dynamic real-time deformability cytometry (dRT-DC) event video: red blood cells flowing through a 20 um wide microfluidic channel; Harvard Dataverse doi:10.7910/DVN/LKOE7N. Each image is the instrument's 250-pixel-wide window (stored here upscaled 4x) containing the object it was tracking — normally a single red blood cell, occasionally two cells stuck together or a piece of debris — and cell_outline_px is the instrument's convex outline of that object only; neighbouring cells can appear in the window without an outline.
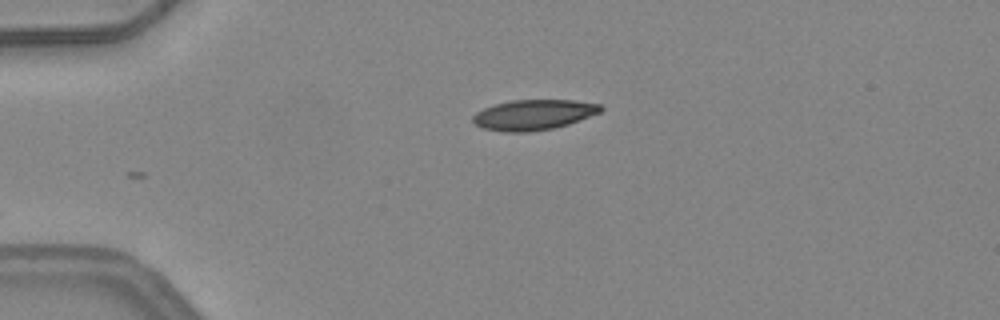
{"species": "common noctule bat (a hibernating species)", "species_latin": "Nyctalus noctula", "temperature_condition": "warm", "stored_images_in_passage": 2, "camera_frame_rate_fps": 3000, "um_per_image_px": 0.085, "animal": {"sex": "female", "body_mass_g": 24.6, "forearm_length_mm": 56.2}, "frame": {"image": 1, "passage_image": 1, "time_ms": 0.0, "image_size_px": [1000, 320], "cell_outline_px": [[604, 108], [600, 112], [568, 124], [552, 128], [528, 132], [504, 132], [484, 128], [476, 124], [472, 120], [472, 116], [476, 112], [484, 108], [496, 104], [512, 100], [572, 100], [600, 104]], "centroid_in_image_um": [45.34, 9.75], "position_along_channel_um": 39.7, "area_um2": 22.37}}